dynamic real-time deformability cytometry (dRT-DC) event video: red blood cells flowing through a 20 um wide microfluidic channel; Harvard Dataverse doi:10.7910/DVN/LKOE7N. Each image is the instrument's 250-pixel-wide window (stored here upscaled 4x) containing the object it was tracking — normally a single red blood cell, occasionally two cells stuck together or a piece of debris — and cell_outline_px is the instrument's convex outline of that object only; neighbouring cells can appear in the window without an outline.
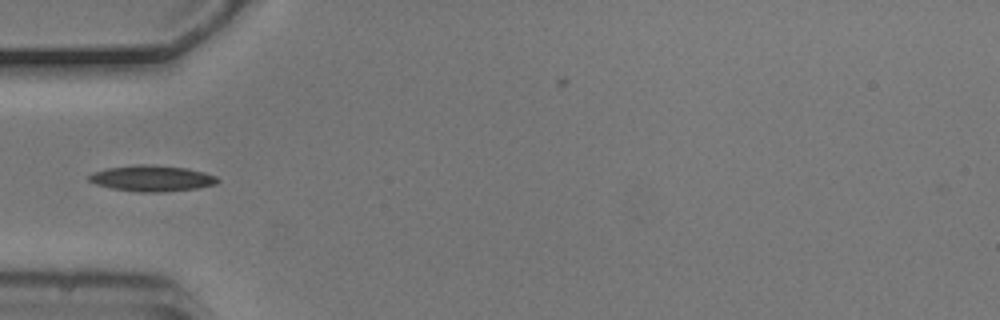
{"species": "common noctule bat (a hibernating species)", "species_latin": "Nyctalus noctula", "temperature_condition": "cold", "stored_images_in_passage": 1, "camera_frame_rate_fps": 3000, "um_per_image_px": 0.085, "animal": {"sex": "male", "body_mass_g": 20.5, "forearm_length_mm": 52.5}, "frame": {"image": 1, "passage_image": 1, "time_ms": 0.0, "image_size_px": [1000, 320], "cell_outline_px": [[220, 180], [216, 184], [196, 188], [164, 192], [136, 192], [112, 188], [96, 184], [88, 180], [88, 176], [92, 172], [104, 168], [140, 164], [152, 164], [188, 168], [204, 172], [216, 176]], "centroid_in_image_um": [12.9, 15.15], "position_along_channel_um": 72.1, "area_um2": 19.65}}